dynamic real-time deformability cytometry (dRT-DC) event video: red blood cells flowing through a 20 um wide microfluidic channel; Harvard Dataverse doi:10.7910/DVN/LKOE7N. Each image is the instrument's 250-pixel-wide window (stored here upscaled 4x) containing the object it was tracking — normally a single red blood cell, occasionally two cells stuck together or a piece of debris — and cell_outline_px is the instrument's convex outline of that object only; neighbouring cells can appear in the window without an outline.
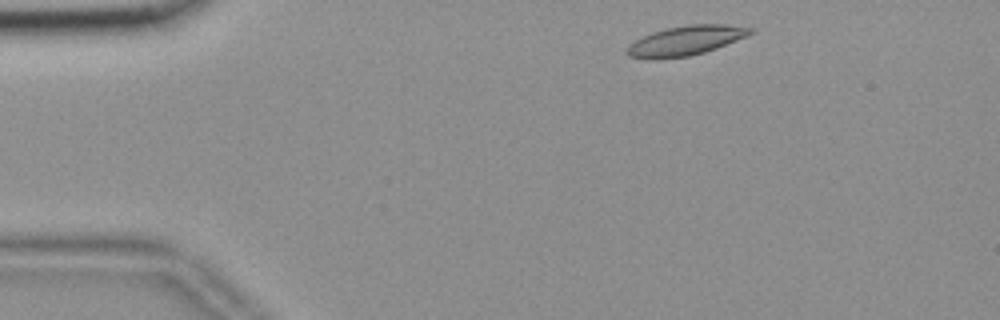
{"species": "common noctule bat (a hibernating species)", "species_latin": "Nyctalus noctula", "temperature_condition": "room temperature", "stored_images_in_passage": 48, "camera_frame_rate_fps": 3000, "um_per_image_px": 0.085, "animal": {"sex": "female", "body_mass_g": 18.4}, "frame": {"image": 1, "passage_image": 2, "time_ms": 0.333, "image_size_px": [1000, 320], "cell_outline_px": [[756, 32], [716, 48], [704, 52], [688, 56], [652, 60], [648, 60], [628, 56], [624, 52], [624, 48], [628, 44], [652, 32], [668, 28], [688, 24], [728, 24], [756, 28]], "centroid_in_image_um": [58.26, 3.46], "position_along_channel_um": 26.7, "area_um2": 21.56}}
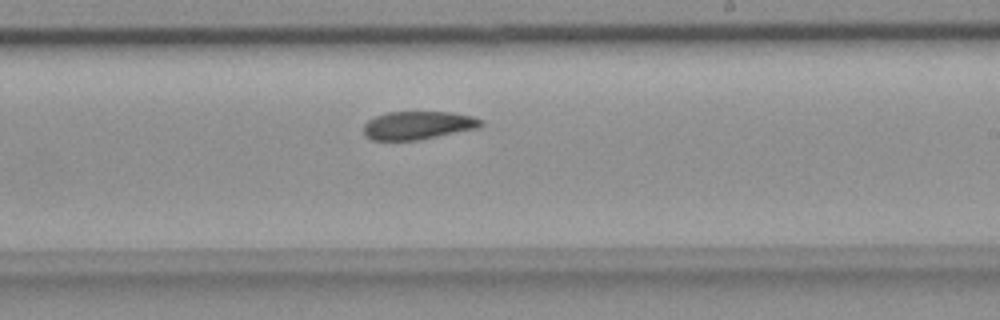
{"frame": {"image": 2, "passage_image": 26, "time_ms": 8.333, "image_size_px": [1000, 320], "cell_outline_px": [[484, 124], [476, 128], [416, 140], [372, 140], [364, 132], [364, 124], [368, 120], [376, 116], [388, 112], [452, 112], [472, 116], [484, 120]], "centroid_in_image_um": [35.53, 10.64], "position_along_channel_um": 253.5, "area_um2": 19.02}}
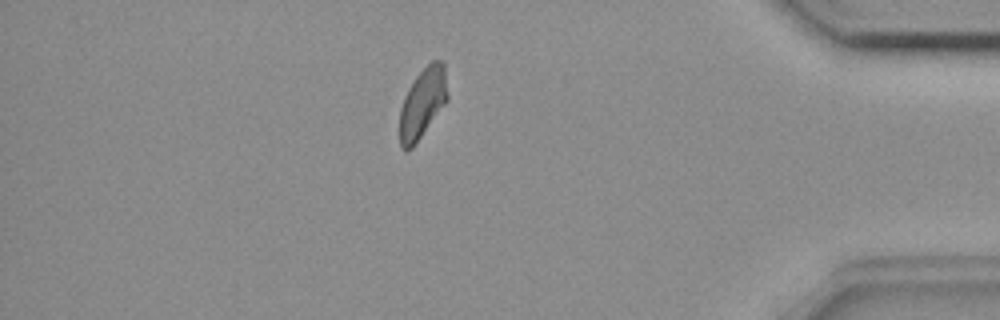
{"frame": {"image": 3, "passage_image": 41, "time_ms": 13.333, "image_size_px": [1000, 320], "cell_outline_px": [[448, 100], [412, 148], [400, 148], [400, 108], [404, 96], [408, 88], [416, 76], [432, 60], [444, 60], [448, 96]], "centroid_in_image_um": [35.93, 8.72], "position_along_channel_um": 399.3, "area_um2": 19.42}}